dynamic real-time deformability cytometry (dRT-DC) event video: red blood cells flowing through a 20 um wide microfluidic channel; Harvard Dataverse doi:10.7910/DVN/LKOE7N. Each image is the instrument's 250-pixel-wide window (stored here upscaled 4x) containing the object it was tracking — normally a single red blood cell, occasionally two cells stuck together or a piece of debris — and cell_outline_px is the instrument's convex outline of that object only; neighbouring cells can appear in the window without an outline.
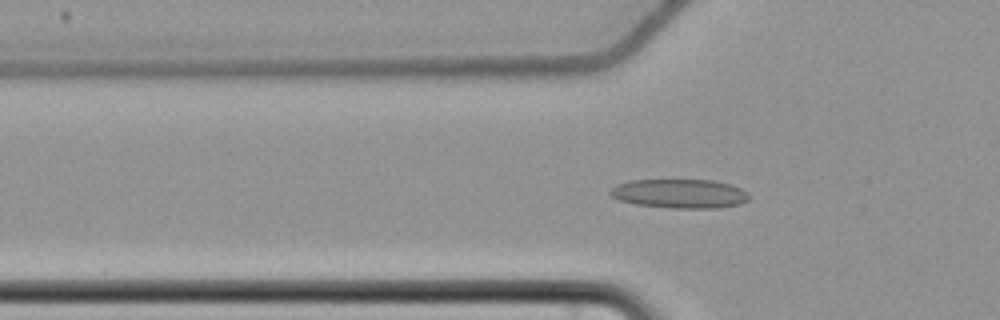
{"species": "common noctule bat (a hibernating species)", "species_latin": "Nyctalus noctula", "temperature_condition": "cold", "stored_images_in_passage": 45, "camera_frame_rate_fps": 3000, "um_per_image_px": 0.085, "animal": {"sex": "female", "body_mass_g": 22.7, "forearm_length_mm": 54.2}, "frame": {"image": 1, "passage_image": 13, "time_ms": 4.0, "image_size_px": [1000, 320], "cell_outline_px": [[748, 200], [740, 204], [716, 208], [676, 208], [636, 204], [620, 200], [612, 196], [608, 192], [616, 184], [628, 180], [712, 180], [728, 184], [740, 188], [748, 192]], "centroid_in_image_um": [57.76, 16.45], "position_along_channel_um": 68.0, "area_um2": 23.41}}
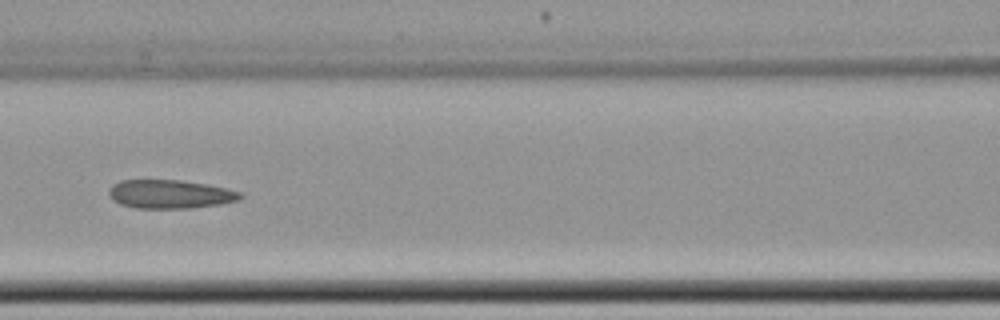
{"frame": {"image": 2, "passage_image": 20, "time_ms": 6.333, "image_size_px": [1000, 320], "cell_outline_px": [[244, 196], [240, 200], [220, 204], [188, 208], [136, 208], [120, 204], [112, 200], [108, 192], [108, 188], [112, 184], [120, 180], [180, 180], [208, 184], [240, 192]], "centroid_in_image_um": [14.43, 16.5], "position_along_channel_um": 152.2, "area_um2": 22.02}}
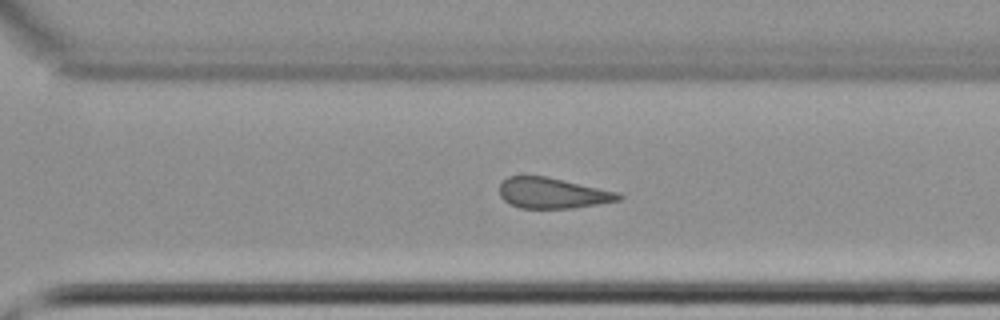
{"frame": {"image": 3, "passage_image": 34, "time_ms": 11.0, "image_size_px": [1000, 320], "cell_outline_px": [[624, 196], [620, 200], [572, 208], [520, 208], [504, 200], [500, 196], [500, 180], [508, 176], [544, 176], [620, 192]], "centroid_in_image_um": [46.96, 16.4], "position_along_channel_um": 323.6, "area_um2": 21.21}, "authors_computed_cell_mechanics": {"area_um2": 21.964, "velocity_mm_per_s": 3.6763, "shape_relaxation_time_tau1_ms": null, "shape_relaxation_time_tau2_ms": 7.1943, "deformation_change_tau1": null, "deformation_change_tau2": 0.1683}}